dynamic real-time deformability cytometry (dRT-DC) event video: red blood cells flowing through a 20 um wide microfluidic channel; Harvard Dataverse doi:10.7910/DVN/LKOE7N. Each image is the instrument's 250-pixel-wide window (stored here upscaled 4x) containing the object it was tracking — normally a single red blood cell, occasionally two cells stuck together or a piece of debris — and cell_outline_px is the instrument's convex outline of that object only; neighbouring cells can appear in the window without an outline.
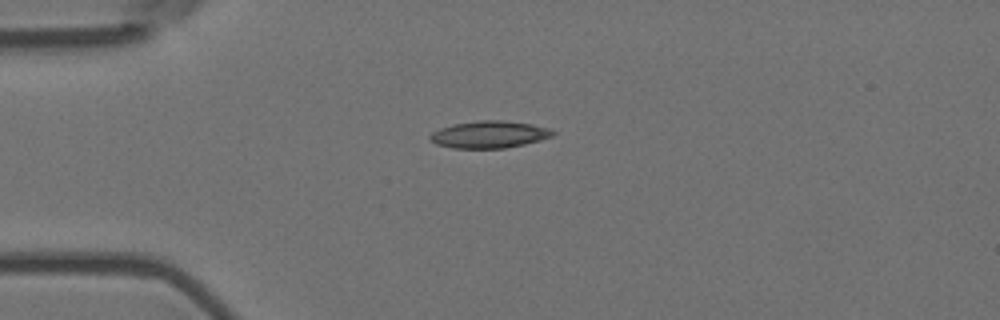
{"species": "Egyptian fruit bat (a non-hibernating species)", "species_latin": "Rousettus aegyptiacus", "temperature_condition": "room temperature", "stored_images_in_passage": 12, "camera_frame_rate_fps": 3000, "um_per_image_px": 0.085, "animal": {"sex": "female"}, "frame": {"image": 1, "passage_image": 1, "time_ms": 0.0, "image_size_px": [1000, 320], "cell_outline_px": [[556, 132], [552, 136], [540, 140], [524, 144], [504, 148], [452, 148], [436, 144], [428, 136], [432, 132], [440, 128], [452, 124], [476, 120], [500, 120], [532, 124], [548, 128]], "centroid_in_image_um": [41.57, 11.42], "position_along_channel_um": 43.4, "area_um2": 19.36}}
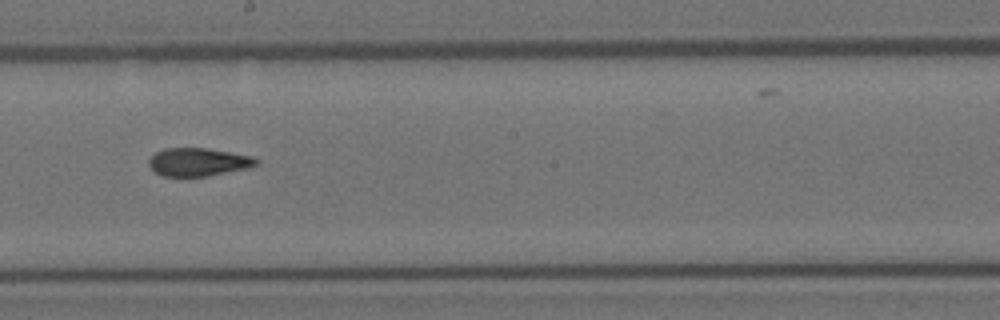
{"frame": {"image": 2, "passage_image": 6, "time_ms": 1.667, "image_size_px": [1000, 320], "cell_outline_px": [[260, 160], [256, 164], [248, 168], [208, 176], [160, 176], [148, 164], [148, 160], [156, 152], [164, 148], [208, 148], [252, 156]], "centroid_in_image_um": [16.85, 13.77], "position_along_channel_um": 231.3, "area_um2": 17.57}}
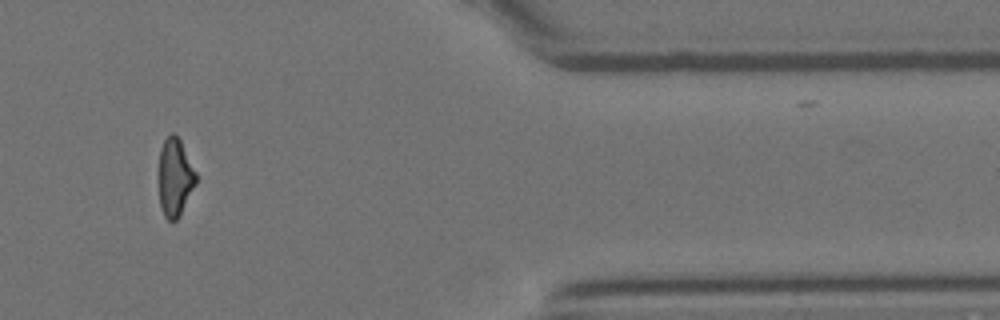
{"frame": {"image": 3, "passage_image": 10, "time_ms": 3.0, "image_size_px": [1000, 320], "cell_outline_px": [[196, 184], [176, 220], [168, 220], [164, 216], [160, 204], [160, 148], [164, 140], [172, 132], [180, 140], [196, 172]], "centroid_in_image_um": [14.88, 15.06], "position_along_channel_um": 396.5, "area_um2": 16.36}}